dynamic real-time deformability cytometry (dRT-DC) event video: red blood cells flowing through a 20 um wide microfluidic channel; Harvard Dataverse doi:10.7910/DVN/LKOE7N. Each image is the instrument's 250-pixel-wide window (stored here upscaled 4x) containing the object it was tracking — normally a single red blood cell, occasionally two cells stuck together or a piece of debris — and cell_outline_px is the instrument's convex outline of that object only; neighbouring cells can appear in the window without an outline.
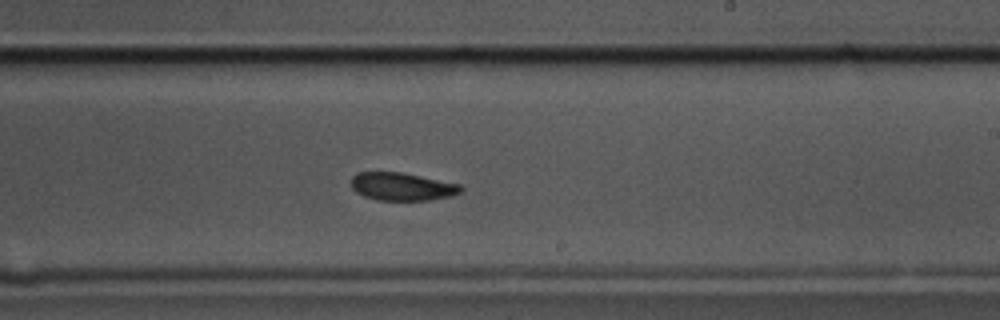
{"species": "common noctule bat (a hibernating species)", "species_latin": "Nyctalus noctula", "temperature_condition": "cold", "stored_images_in_passage": 54, "camera_frame_rate_fps": 3000, "um_per_image_px": 0.085, "animal": {"sex": "male", "body_mass_g": 17.5, "forearm_length_mm": 52.3}, "frame": {"image": 1, "passage_image": 31, "time_ms": 10.0, "image_size_px": [1000, 320], "cell_outline_px": [[464, 188], [460, 192], [452, 196], [432, 200], [376, 200], [364, 196], [356, 192], [352, 188], [352, 176], [356, 172], [404, 172], [460, 184]], "centroid_in_image_um": [34.19, 15.85], "position_along_channel_um": 254.8, "area_um2": 18.03}}
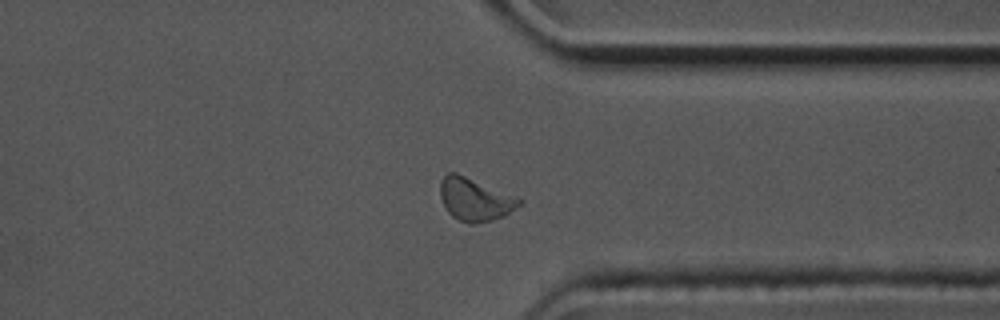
{"frame": {"image": 2, "passage_image": 41, "time_ms": 13.333, "image_size_px": [1000, 320], "cell_outline_px": [[524, 200], [520, 204], [504, 216], [492, 220], [472, 224], [468, 224], [452, 216], [444, 208], [440, 196], [440, 180], [448, 172], [456, 172], [520, 196]], "centroid_in_image_um": [40.39, 16.92], "position_along_channel_um": 371.0, "area_um2": 20.17}}
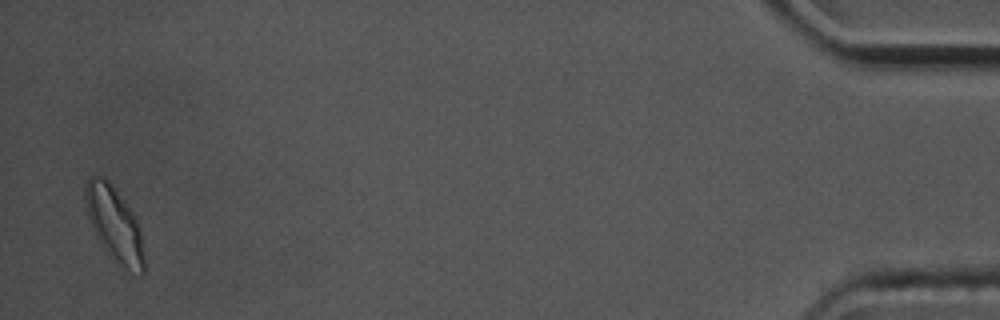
{"frame": {"image": 3, "passage_image": 53, "time_ms": 17.333, "image_size_px": [1000, 320], "cell_outline_px": [[144, 272], [140, 276], [116, 264], [104, 252], [92, 228], [88, 216], [84, 200], [84, 188], [88, 180], [92, 176], [104, 176], [108, 180], [132, 212], [140, 228], [144, 256]], "centroid_in_image_um": [9.71, 19.11], "position_along_channel_um": 425.5, "area_um2": 25.78}, "authors_computed_cell_mechanics": {"area_um2": 19.1607, "velocity_mm_per_s": 3.5351, "shape_relaxation_time_tau1_ms": 3.1587, "shape_relaxation_time_tau2_ms": 3.8189, "deformation_change_tau1": 0.1004, "deformation_change_tau2": 0.0866}}